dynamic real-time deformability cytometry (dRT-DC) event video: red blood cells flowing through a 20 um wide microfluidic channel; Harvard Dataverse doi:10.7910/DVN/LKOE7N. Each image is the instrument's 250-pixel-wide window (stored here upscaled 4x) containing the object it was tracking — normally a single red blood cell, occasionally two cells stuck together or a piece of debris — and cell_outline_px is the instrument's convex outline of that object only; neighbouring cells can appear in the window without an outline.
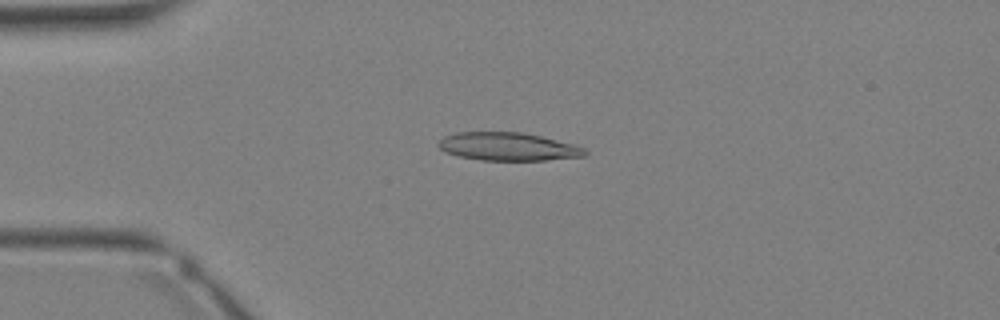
{"species": "Egyptian fruit bat (a non-hibernating species)", "species_latin": "Rousettus aegyptiacus", "temperature_condition": "warm", "stored_images_in_passage": 35, "camera_frame_rate_fps": 3000, "um_per_image_px": 0.085, "animal": {"sex": "female"}, "frame": {"image": 1, "passage_image": 9, "time_ms": 2.667, "image_size_px": [1000, 320], "cell_outline_px": [[588, 152], [584, 156], [544, 160], [480, 160], [456, 156], [444, 152], [436, 144], [444, 136], [456, 132], [520, 132], [540, 136], [572, 144], [584, 148]], "centroid_in_image_um": [43.11, 12.46], "position_along_channel_um": 41.9, "area_um2": 23.93}}
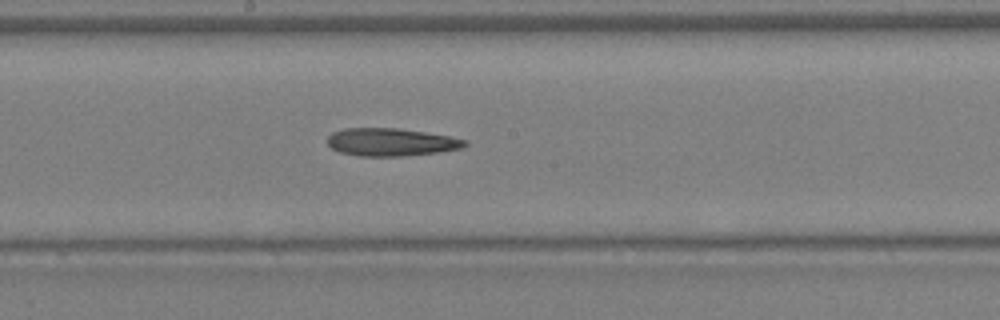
{"frame": {"image": 2, "passage_image": 19, "time_ms": 6.0, "image_size_px": [1000, 320], "cell_outline_px": [[468, 144], [460, 148], [436, 152], [400, 156], [360, 156], [340, 152], [332, 148], [328, 144], [328, 136], [332, 132], [344, 128], [400, 128], [448, 136], [468, 140]], "centroid_in_image_um": [33.21, 12.07], "position_along_channel_um": 215.0, "area_um2": 22.08}}
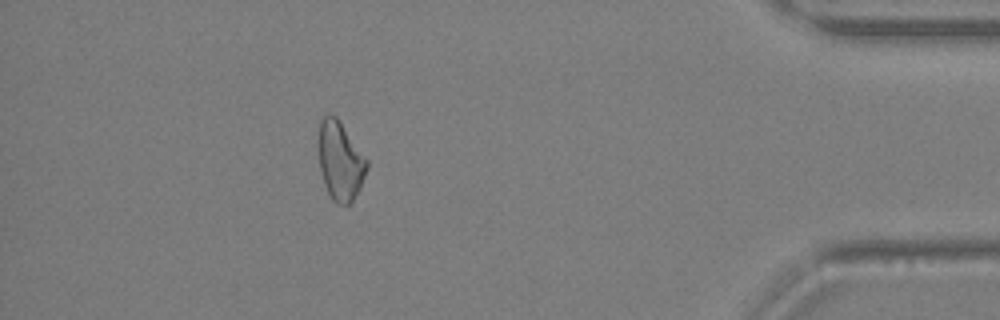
{"frame": {"image": 3, "passage_image": 31, "time_ms": 10.0, "image_size_px": [1000, 320], "cell_outline_px": [[368, 168], [360, 188], [352, 204], [336, 204], [332, 200], [324, 184], [320, 172], [316, 144], [320, 116], [328, 112], [336, 116], [368, 160]], "centroid_in_image_um": [28.87, 13.64], "position_along_channel_um": 406.3, "area_um2": 23.0}}